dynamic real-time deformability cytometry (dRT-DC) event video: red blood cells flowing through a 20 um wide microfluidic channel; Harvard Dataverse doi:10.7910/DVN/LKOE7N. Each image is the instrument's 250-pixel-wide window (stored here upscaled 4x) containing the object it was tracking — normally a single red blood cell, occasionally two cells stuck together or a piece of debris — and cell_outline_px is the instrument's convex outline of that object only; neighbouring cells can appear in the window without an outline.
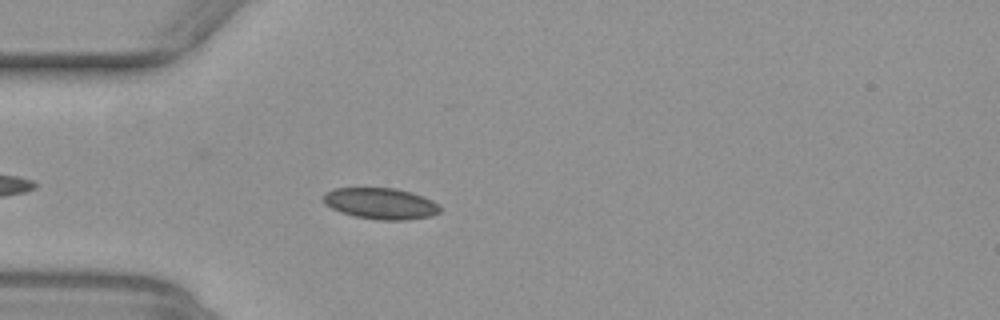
{"species": "common noctule bat (a hibernating species)", "species_latin": "Nyctalus noctula", "temperature_condition": "warm", "stored_images_in_passage": 42, "camera_frame_rate_fps": 3000, "um_per_image_px": 0.085, "animal": {"sex": "female", "body_mass_g": 29.2, "forearm_length_mm": 56.3}, "frame": {"image": 1, "passage_image": 5, "time_ms": 1.333, "image_size_px": [1000, 320], "cell_outline_px": [[440, 212], [432, 216], [408, 220], [376, 220], [356, 216], [340, 212], [324, 204], [320, 200], [324, 192], [332, 188], [396, 188], [412, 192], [432, 200], [440, 204]], "centroid_in_image_um": [32.33, 17.3], "position_along_channel_um": 52.7, "area_um2": 21.62}}
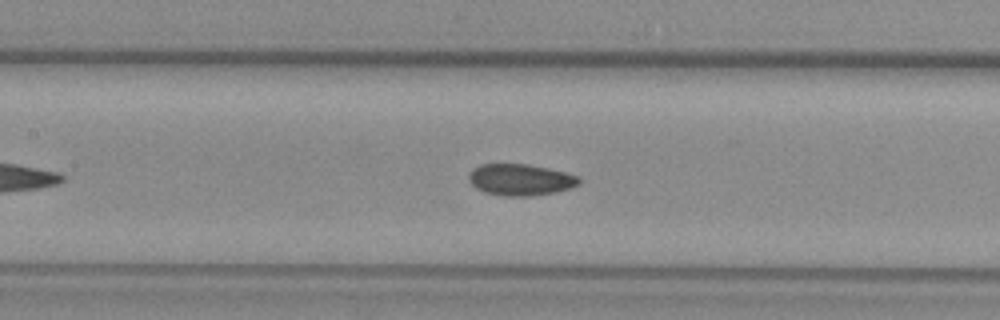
{"frame": {"image": 2, "passage_image": 14, "time_ms": 4.333, "image_size_px": [1000, 320], "cell_outline_px": [[580, 184], [572, 188], [556, 192], [532, 196], [504, 196], [484, 192], [476, 188], [468, 180], [468, 176], [472, 168], [480, 164], [528, 164], [548, 168], [580, 176]], "centroid_in_image_um": [44.24, 15.28], "position_along_channel_um": 163.2, "area_um2": 20.46}}
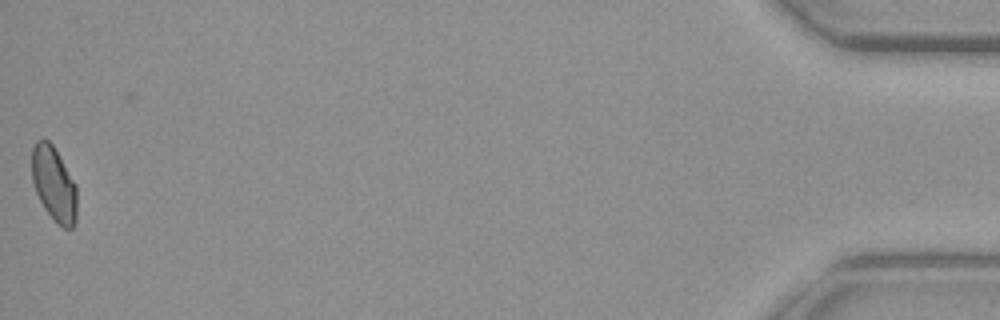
{"frame": {"image": 3, "passage_image": 42, "time_ms": 13.667, "image_size_px": [1000, 320], "cell_outline_px": [[76, 220], [72, 228], [64, 228], [56, 224], [44, 208], [36, 192], [32, 180], [32, 148], [36, 140], [48, 140], [52, 144], [76, 184]], "centroid_in_image_um": [4.58, 15.66], "position_along_channel_um": 430.6, "area_um2": 19.54}, "authors_computed_cell_mechanics": {"area_um2": 20.23, "velocity_mm_per_s": 3.9723, "shape_relaxation_time_tau1_ms": null, "shape_relaxation_time_tau2_ms": 2.2972, "deformation_change_tau1": null, "deformation_change_tau2": 0.06}}